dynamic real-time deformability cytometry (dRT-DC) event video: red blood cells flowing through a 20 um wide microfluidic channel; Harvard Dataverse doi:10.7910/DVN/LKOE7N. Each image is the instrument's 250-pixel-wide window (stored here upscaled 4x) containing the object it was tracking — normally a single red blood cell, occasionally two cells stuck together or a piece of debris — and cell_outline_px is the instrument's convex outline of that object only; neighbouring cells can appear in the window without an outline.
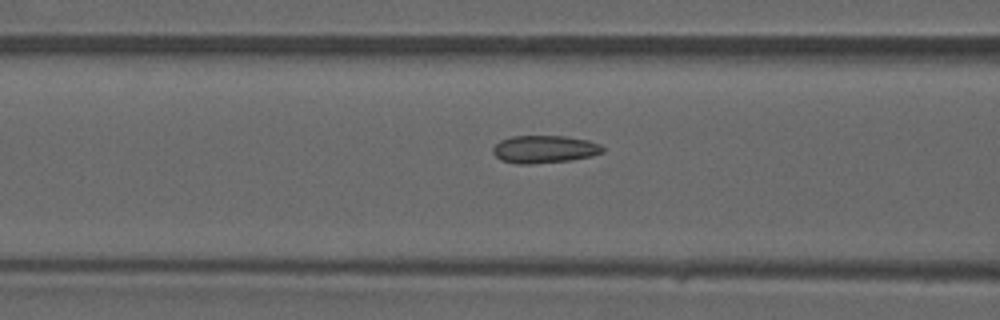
{"species": "common noctule bat (a hibernating species)", "species_latin": "Nyctalus noctula", "temperature_condition": "warm", "stored_images_in_passage": 38, "camera_frame_rate_fps": 3000, "um_per_image_px": 0.085, "animal": {"sex": "male", "forearm_length_mm": 52.5}, "frame": {"image": 1, "passage_image": 19, "time_ms": 6.0, "image_size_px": [1000, 320], "cell_outline_px": [[604, 152], [592, 156], [572, 160], [532, 164], [516, 164], [500, 160], [492, 152], [492, 148], [500, 140], [512, 136], [564, 136], [588, 140], [600, 144], [604, 148]], "centroid_in_image_um": [46.27, 12.69], "position_along_channel_um": 120.3, "area_um2": 17.86}}
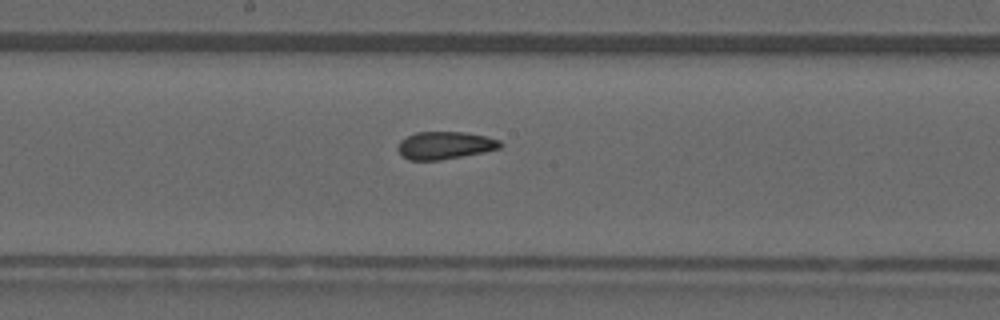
{"frame": {"image": 2, "passage_image": 25, "time_ms": 8.0, "image_size_px": [1000, 320], "cell_outline_px": [[504, 144], [500, 148], [484, 152], [440, 160], [408, 160], [396, 148], [400, 140], [416, 132], [464, 132], [484, 136], [500, 140]], "centroid_in_image_um": [37.82, 12.35], "position_along_channel_um": 210.4, "area_um2": 16.42}}
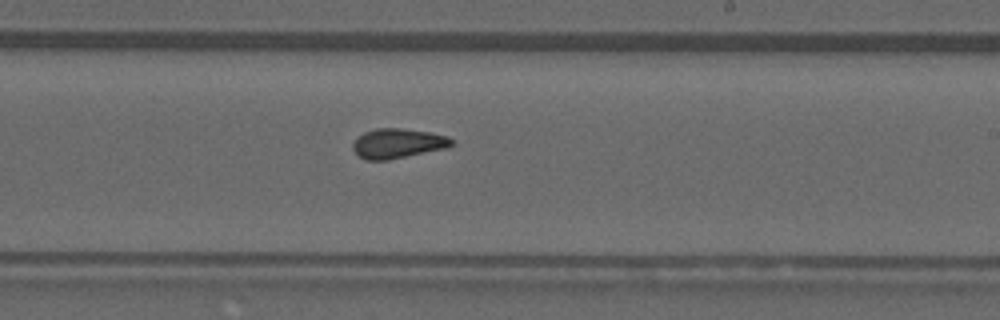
{"frame": {"image": 3, "passage_image": 28, "time_ms": 9.0, "image_size_px": [1000, 320], "cell_outline_px": [[456, 144], [448, 148], [388, 160], [368, 160], [360, 156], [352, 148], [352, 144], [364, 132], [376, 128], [400, 128], [432, 132], [448, 136], [456, 140]], "centroid_in_image_um": [33.9, 12.18], "position_along_channel_um": 255.1, "area_um2": 17.28}}